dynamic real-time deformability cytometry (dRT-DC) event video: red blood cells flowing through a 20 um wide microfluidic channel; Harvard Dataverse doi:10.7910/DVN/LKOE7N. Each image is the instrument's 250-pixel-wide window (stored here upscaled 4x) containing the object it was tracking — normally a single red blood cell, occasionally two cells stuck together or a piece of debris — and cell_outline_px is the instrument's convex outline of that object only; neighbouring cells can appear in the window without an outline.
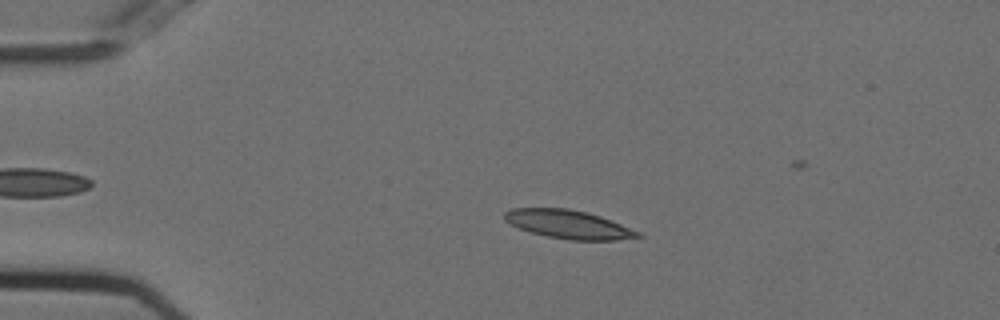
{"species": "Egyptian fruit bat (a non-hibernating species)", "species_latin": "Rousettus aegyptiacus", "temperature_condition": "cold", "stored_images_in_passage": 46, "camera_frame_rate_fps": 3000, "um_per_image_px": 0.085, "animal": {"sex": "female"}, "frame": {"image": 1, "passage_image": 10, "time_ms": 3.0, "image_size_px": [1000, 320], "cell_outline_px": [[644, 236], [616, 240], [568, 240], [548, 236], [532, 232], [520, 228], [504, 220], [504, 212], [512, 208], [568, 208], [588, 212], [600, 216], [640, 232]], "centroid_in_image_um": [48.32, 19.06], "position_along_channel_um": 36.7, "area_um2": 21.96}}
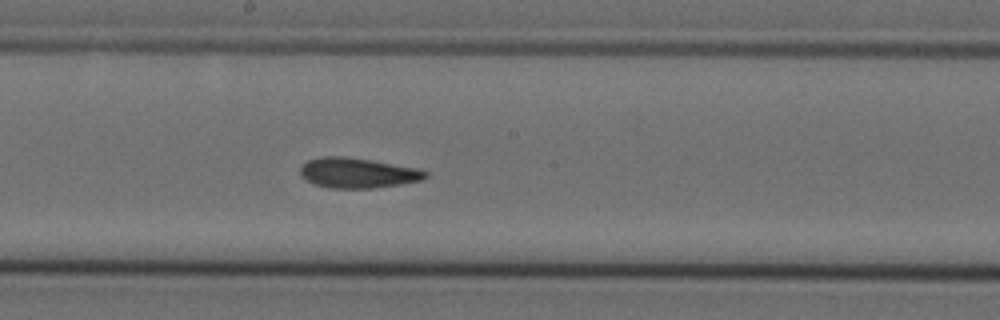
{"frame": {"image": 2, "passage_image": 28, "time_ms": 9.0, "image_size_px": [1000, 320], "cell_outline_px": [[428, 176], [420, 180], [400, 184], [372, 188], [328, 188], [312, 184], [304, 180], [300, 176], [300, 168], [308, 160], [324, 156], [344, 156], [372, 160], [420, 168], [428, 172]], "centroid_in_image_um": [30.38, 14.7], "position_along_channel_um": 217.8, "area_um2": 22.2}}
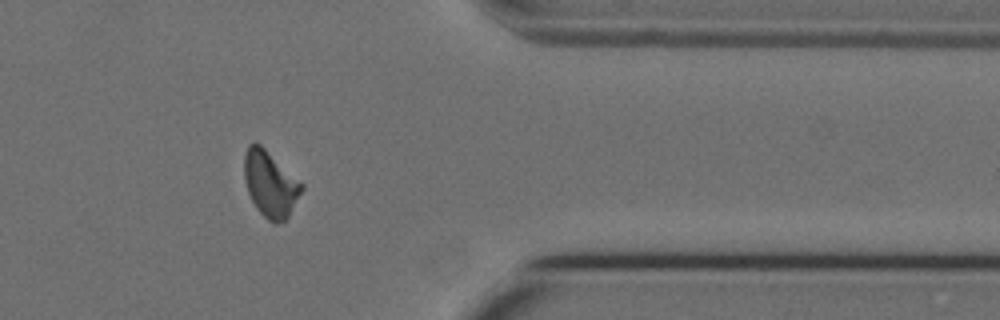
{"frame": {"image": 3, "passage_image": 43, "time_ms": 14.0, "image_size_px": [1000, 320], "cell_outline_px": [[304, 188], [288, 216], [284, 220], [276, 224], [268, 220], [256, 208], [248, 192], [244, 176], [244, 152], [248, 144], [260, 144], [304, 184]], "centroid_in_image_um": [22.97, 15.63], "position_along_channel_um": 388.4, "area_um2": 21.85}, "authors_computed_cell_mechanics": {"area_um2": 21.8484, "velocity_mm_per_s": 3.7084, "shape_relaxation_time_tau1_ms": 8.5793, "shape_relaxation_time_tau2_ms": 2.8273, "deformation_change_tau1": 0.1945, "deformation_change_tau2": 0.0998}}